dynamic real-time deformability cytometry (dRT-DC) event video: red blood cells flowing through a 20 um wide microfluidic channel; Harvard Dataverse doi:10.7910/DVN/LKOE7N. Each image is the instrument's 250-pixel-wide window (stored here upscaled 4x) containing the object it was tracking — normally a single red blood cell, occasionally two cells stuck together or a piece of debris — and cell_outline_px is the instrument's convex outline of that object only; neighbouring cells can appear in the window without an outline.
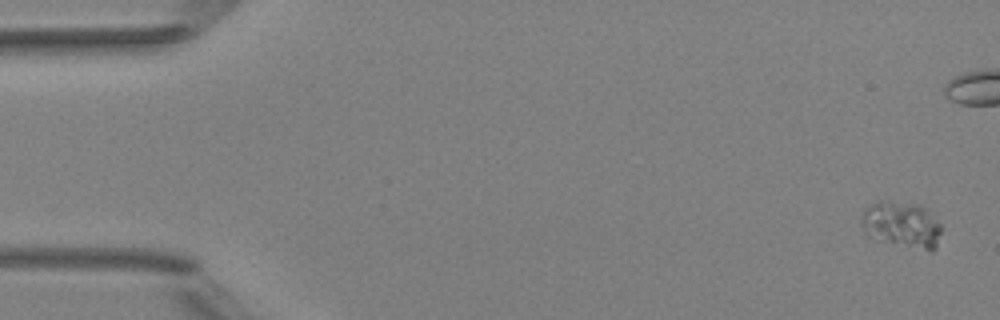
{"species": "Egyptian fruit bat (a non-hibernating species)", "species_latin": "Rousettus aegyptiacus", "temperature_condition": "room temperature", "stored_images_in_passage": 5, "camera_frame_rate_fps": 3000, "um_per_image_px": 0.085, "animal": {"sex": "female"}, "frame": {"image": 1, "passage_image": 1, "time_ms": 0.0, "image_size_px": [1000, 320], "cell_outline_px": [[940, 232], [936, 248], [932, 252], [868, 236], [864, 232], [860, 224], [860, 220], [864, 208], [880, 200], [892, 200], [920, 204], [940, 224]], "centroid_in_image_um": [76.61, 19.06], "position_along_channel_um": 8.4, "area_um2": 21.44}}